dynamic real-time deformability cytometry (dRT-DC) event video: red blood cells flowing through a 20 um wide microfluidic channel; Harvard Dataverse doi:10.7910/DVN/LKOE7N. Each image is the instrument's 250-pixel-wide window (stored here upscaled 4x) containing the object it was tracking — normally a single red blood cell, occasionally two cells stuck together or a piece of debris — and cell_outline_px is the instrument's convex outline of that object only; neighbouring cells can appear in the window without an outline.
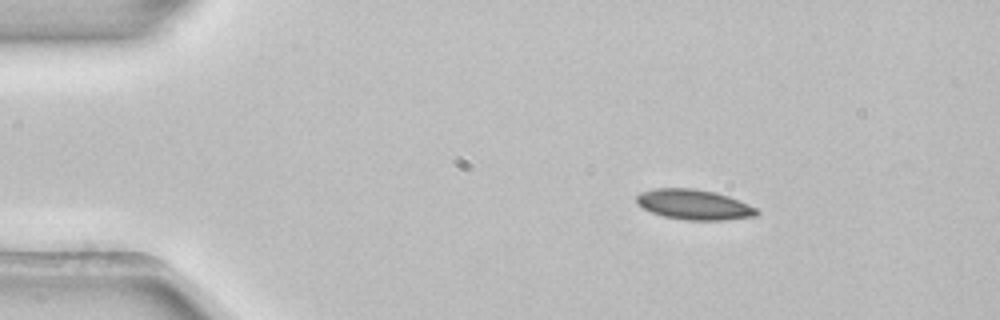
{"species": "common noctule bat (a hibernating species)", "species_latin": "Nyctalus noctula", "temperature_condition": "room temperature", "stored_images_in_passage": 3, "camera_frame_rate_fps": 3000, "um_per_image_px": 0.085, "animal": {"sex": "female", "body_mass_g": 22.7, "forearm_length_mm": 54.2}, "frame": {"image": 1, "passage_image": 1, "time_ms": 0.0, "image_size_px": [1000, 320], "cell_outline_px": [[760, 212], [756, 216], [724, 220], [684, 220], [664, 216], [652, 212], [636, 204], [636, 196], [640, 192], [652, 188], [692, 188], [716, 192], [740, 200], [756, 208]], "centroid_in_image_um": [58.98, 17.38], "position_along_channel_um": 26.0, "area_um2": 21.27}}
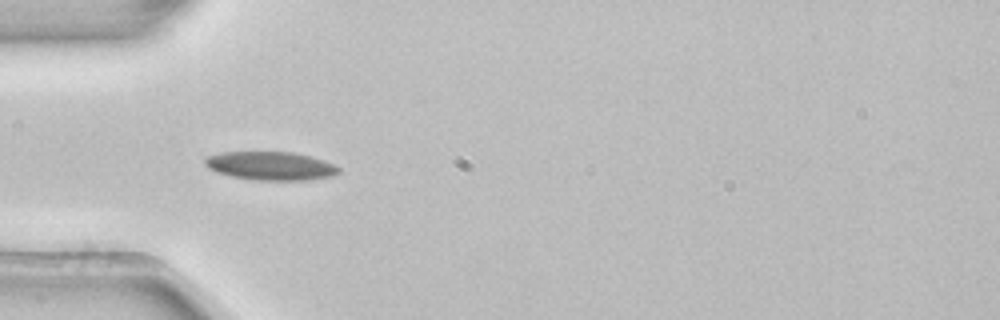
{"frame": {"image": 2, "passage_image": 3, "time_ms": 0.667, "image_size_px": [1000, 320], "cell_outline_px": [[340, 172], [332, 176], [308, 180], [252, 180], [232, 176], [216, 172], [208, 168], [204, 164], [204, 160], [208, 156], [220, 152], [292, 152], [324, 160], [340, 168]], "centroid_in_image_um": [22.98, 14.1], "position_along_channel_um": 62.0, "area_um2": 22.2}}